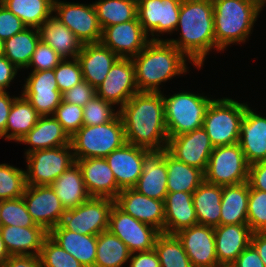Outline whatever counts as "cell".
Listing matches in <instances>:
<instances>
[{
    "instance_id": "cell-1",
    "label": "cell",
    "mask_w": 266,
    "mask_h": 267,
    "mask_svg": "<svg viewBox=\"0 0 266 267\" xmlns=\"http://www.w3.org/2000/svg\"><path fill=\"white\" fill-rule=\"evenodd\" d=\"M126 142L148 150L167 148L163 92H138L121 108Z\"/></svg>"
},
{
    "instance_id": "cell-2",
    "label": "cell",
    "mask_w": 266,
    "mask_h": 267,
    "mask_svg": "<svg viewBox=\"0 0 266 267\" xmlns=\"http://www.w3.org/2000/svg\"><path fill=\"white\" fill-rule=\"evenodd\" d=\"M175 31L180 34L178 39L163 40L173 44L200 70L215 49L212 0H182Z\"/></svg>"
},
{
    "instance_id": "cell-3",
    "label": "cell",
    "mask_w": 266,
    "mask_h": 267,
    "mask_svg": "<svg viewBox=\"0 0 266 267\" xmlns=\"http://www.w3.org/2000/svg\"><path fill=\"white\" fill-rule=\"evenodd\" d=\"M131 59L135 66V82L139 92H161L162 83L185 75L189 71L186 63H192L167 40H151Z\"/></svg>"
},
{
    "instance_id": "cell-4",
    "label": "cell",
    "mask_w": 266,
    "mask_h": 267,
    "mask_svg": "<svg viewBox=\"0 0 266 267\" xmlns=\"http://www.w3.org/2000/svg\"><path fill=\"white\" fill-rule=\"evenodd\" d=\"M212 3L216 51L222 52L230 44H244L263 8L254 0H212Z\"/></svg>"
},
{
    "instance_id": "cell-5",
    "label": "cell",
    "mask_w": 266,
    "mask_h": 267,
    "mask_svg": "<svg viewBox=\"0 0 266 267\" xmlns=\"http://www.w3.org/2000/svg\"><path fill=\"white\" fill-rule=\"evenodd\" d=\"M125 143V131L120 115L105 124L83 125L70 137L75 159L105 158Z\"/></svg>"
},
{
    "instance_id": "cell-6",
    "label": "cell",
    "mask_w": 266,
    "mask_h": 267,
    "mask_svg": "<svg viewBox=\"0 0 266 267\" xmlns=\"http://www.w3.org/2000/svg\"><path fill=\"white\" fill-rule=\"evenodd\" d=\"M249 104L222 97L213 99L207 108L203 129L214 147L239 142L241 122Z\"/></svg>"
},
{
    "instance_id": "cell-7",
    "label": "cell",
    "mask_w": 266,
    "mask_h": 267,
    "mask_svg": "<svg viewBox=\"0 0 266 267\" xmlns=\"http://www.w3.org/2000/svg\"><path fill=\"white\" fill-rule=\"evenodd\" d=\"M212 98L204 94L179 92L163 95L166 129L169 138L202 128Z\"/></svg>"
},
{
    "instance_id": "cell-8",
    "label": "cell",
    "mask_w": 266,
    "mask_h": 267,
    "mask_svg": "<svg viewBox=\"0 0 266 267\" xmlns=\"http://www.w3.org/2000/svg\"><path fill=\"white\" fill-rule=\"evenodd\" d=\"M249 164L239 143L214 147L204 181L214 185H235L247 182Z\"/></svg>"
},
{
    "instance_id": "cell-9",
    "label": "cell",
    "mask_w": 266,
    "mask_h": 267,
    "mask_svg": "<svg viewBox=\"0 0 266 267\" xmlns=\"http://www.w3.org/2000/svg\"><path fill=\"white\" fill-rule=\"evenodd\" d=\"M26 184L51 185L76 160L70 145L35 150L25 155Z\"/></svg>"
},
{
    "instance_id": "cell-10",
    "label": "cell",
    "mask_w": 266,
    "mask_h": 267,
    "mask_svg": "<svg viewBox=\"0 0 266 267\" xmlns=\"http://www.w3.org/2000/svg\"><path fill=\"white\" fill-rule=\"evenodd\" d=\"M115 201L90 197L77 208L66 210L60 225L84 235H99L108 230L109 216Z\"/></svg>"
},
{
    "instance_id": "cell-11",
    "label": "cell",
    "mask_w": 266,
    "mask_h": 267,
    "mask_svg": "<svg viewBox=\"0 0 266 267\" xmlns=\"http://www.w3.org/2000/svg\"><path fill=\"white\" fill-rule=\"evenodd\" d=\"M53 13V16L71 30L83 44L100 42L102 29L93 3L87 5L54 0Z\"/></svg>"
},
{
    "instance_id": "cell-12",
    "label": "cell",
    "mask_w": 266,
    "mask_h": 267,
    "mask_svg": "<svg viewBox=\"0 0 266 267\" xmlns=\"http://www.w3.org/2000/svg\"><path fill=\"white\" fill-rule=\"evenodd\" d=\"M108 230L127 245L131 254L153 250L160 234L154 227L122 211L115 203L110 212Z\"/></svg>"
},
{
    "instance_id": "cell-13",
    "label": "cell",
    "mask_w": 266,
    "mask_h": 267,
    "mask_svg": "<svg viewBox=\"0 0 266 267\" xmlns=\"http://www.w3.org/2000/svg\"><path fill=\"white\" fill-rule=\"evenodd\" d=\"M182 0H137V18L150 40L172 34L178 24Z\"/></svg>"
},
{
    "instance_id": "cell-14",
    "label": "cell",
    "mask_w": 266,
    "mask_h": 267,
    "mask_svg": "<svg viewBox=\"0 0 266 267\" xmlns=\"http://www.w3.org/2000/svg\"><path fill=\"white\" fill-rule=\"evenodd\" d=\"M22 197L36 225L50 232L60 224L66 210L50 185H27Z\"/></svg>"
},
{
    "instance_id": "cell-15",
    "label": "cell",
    "mask_w": 266,
    "mask_h": 267,
    "mask_svg": "<svg viewBox=\"0 0 266 267\" xmlns=\"http://www.w3.org/2000/svg\"><path fill=\"white\" fill-rule=\"evenodd\" d=\"M135 66L131 58H119L108 72L103 83L96 88V96L121 108L138 93Z\"/></svg>"
},
{
    "instance_id": "cell-16",
    "label": "cell",
    "mask_w": 266,
    "mask_h": 267,
    "mask_svg": "<svg viewBox=\"0 0 266 267\" xmlns=\"http://www.w3.org/2000/svg\"><path fill=\"white\" fill-rule=\"evenodd\" d=\"M21 94L41 115H53L62 101V93L58 90L54 69L31 71L24 80Z\"/></svg>"
},
{
    "instance_id": "cell-17",
    "label": "cell",
    "mask_w": 266,
    "mask_h": 267,
    "mask_svg": "<svg viewBox=\"0 0 266 267\" xmlns=\"http://www.w3.org/2000/svg\"><path fill=\"white\" fill-rule=\"evenodd\" d=\"M138 18L129 22L105 27L100 42L120 58H132L150 42Z\"/></svg>"
},
{
    "instance_id": "cell-18",
    "label": "cell",
    "mask_w": 266,
    "mask_h": 267,
    "mask_svg": "<svg viewBox=\"0 0 266 267\" xmlns=\"http://www.w3.org/2000/svg\"><path fill=\"white\" fill-rule=\"evenodd\" d=\"M213 150L214 146L203 127L168 138L167 151L172 156L203 172Z\"/></svg>"
},
{
    "instance_id": "cell-19",
    "label": "cell",
    "mask_w": 266,
    "mask_h": 267,
    "mask_svg": "<svg viewBox=\"0 0 266 267\" xmlns=\"http://www.w3.org/2000/svg\"><path fill=\"white\" fill-rule=\"evenodd\" d=\"M177 238L190 259L193 267L218 266L214 227L195 224L178 231Z\"/></svg>"
},
{
    "instance_id": "cell-20",
    "label": "cell",
    "mask_w": 266,
    "mask_h": 267,
    "mask_svg": "<svg viewBox=\"0 0 266 267\" xmlns=\"http://www.w3.org/2000/svg\"><path fill=\"white\" fill-rule=\"evenodd\" d=\"M114 201L125 213L164 233V201L147 197L134 188L121 190Z\"/></svg>"
},
{
    "instance_id": "cell-21",
    "label": "cell",
    "mask_w": 266,
    "mask_h": 267,
    "mask_svg": "<svg viewBox=\"0 0 266 267\" xmlns=\"http://www.w3.org/2000/svg\"><path fill=\"white\" fill-rule=\"evenodd\" d=\"M147 151L126 142L105 157L120 190L135 187L142 174L144 154Z\"/></svg>"
},
{
    "instance_id": "cell-22",
    "label": "cell",
    "mask_w": 266,
    "mask_h": 267,
    "mask_svg": "<svg viewBox=\"0 0 266 267\" xmlns=\"http://www.w3.org/2000/svg\"><path fill=\"white\" fill-rule=\"evenodd\" d=\"M79 165L90 197L115 200L120 193L117 182L105 158L75 159Z\"/></svg>"
},
{
    "instance_id": "cell-23",
    "label": "cell",
    "mask_w": 266,
    "mask_h": 267,
    "mask_svg": "<svg viewBox=\"0 0 266 267\" xmlns=\"http://www.w3.org/2000/svg\"><path fill=\"white\" fill-rule=\"evenodd\" d=\"M142 167V174L134 189L147 197L164 201L168 193L164 149L148 150L144 154Z\"/></svg>"
},
{
    "instance_id": "cell-24",
    "label": "cell",
    "mask_w": 266,
    "mask_h": 267,
    "mask_svg": "<svg viewBox=\"0 0 266 267\" xmlns=\"http://www.w3.org/2000/svg\"><path fill=\"white\" fill-rule=\"evenodd\" d=\"M238 143L249 165L266 160V117L249 105L241 122Z\"/></svg>"
},
{
    "instance_id": "cell-25",
    "label": "cell",
    "mask_w": 266,
    "mask_h": 267,
    "mask_svg": "<svg viewBox=\"0 0 266 267\" xmlns=\"http://www.w3.org/2000/svg\"><path fill=\"white\" fill-rule=\"evenodd\" d=\"M253 231L248 224L214 227L215 249L219 265H232L251 244Z\"/></svg>"
},
{
    "instance_id": "cell-26",
    "label": "cell",
    "mask_w": 266,
    "mask_h": 267,
    "mask_svg": "<svg viewBox=\"0 0 266 267\" xmlns=\"http://www.w3.org/2000/svg\"><path fill=\"white\" fill-rule=\"evenodd\" d=\"M113 51L101 42L83 45L77 59L81 66L83 80L95 89L103 83L113 64L119 59Z\"/></svg>"
},
{
    "instance_id": "cell-27",
    "label": "cell",
    "mask_w": 266,
    "mask_h": 267,
    "mask_svg": "<svg viewBox=\"0 0 266 267\" xmlns=\"http://www.w3.org/2000/svg\"><path fill=\"white\" fill-rule=\"evenodd\" d=\"M30 145L25 155L35 150L70 145V136L53 115L40 116L37 124L19 143Z\"/></svg>"
},
{
    "instance_id": "cell-28",
    "label": "cell",
    "mask_w": 266,
    "mask_h": 267,
    "mask_svg": "<svg viewBox=\"0 0 266 267\" xmlns=\"http://www.w3.org/2000/svg\"><path fill=\"white\" fill-rule=\"evenodd\" d=\"M0 232L10 255L39 256L49 236L42 227L0 226Z\"/></svg>"
},
{
    "instance_id": "cell-29",
    "label": "cell",
    "mask_w": 266,
    "mask_h": 267,
    "mask_svg": "<svg viewBox=\"0 0 266 267\" xmlns=\"http://www.w3.org/2000/svg\"><path fill=\"white\" fill-rule=\"evenodd\" d=\"M165 234H176L178 231L198 224L193 206V193L168 192L165 200Z\"/></svg>"
},
{
    "instance_id": "cell-30",
    "label": "cell",
    "mask_w": 266,
    "mask_h": 267,
    "mask_svg": "<svg viewBox=\"0 0 266 267\" xmlns=\"http://www.w3.org/2000/svg\"><path fill=\"white\" fill-rule=\"evenodd\" d=\"M49 237L70 253L84 267H94L97 235H84L64 229L60 224L49 232Z\"/></svg>"
},
{
    "instance_id": "cell-31",
    "label": "cell",
    "mask_w": 266,
    "mask_h": 267,
    "mask_svg": "<svg viewBox=\"0 0 266 267\" xmlns=\"http://www.w3.org/2000/svg\"><path fill=\"white\" fill-rule=\"evenodd\" d=\"M38 29L40 39L63 59L77 58L83 48L81 40L53 15Z\"/></svg>"
},
{
    "instance_id": "cell-32",
    "label": "cell",
    "mask_w": 266,
    "mask_h": 267,
    "mask_svg": "<svg viewBox=\"0 0 266 267\" xmlns=\"http://www.w3.org/2000/svg\"><path fill=\"white\" fill-rule=\"evenodd\" d=\"M50 186L65 210L77 208L90 198L77 162L67 168Z\"/></svg>"
},
{
    "instance_id": "cell-33",
    "label": "cell",
    "mask_w": 266,
    "mask_h": 267,
    "mask_svg": "<svg viewBox=\"0 0 266 267\" xmlns=\"http://www.w3.org/2000/svg\"><path fill=\"white\" fill-rule=\"evenodd\" d=\"M249 184L222 186L220 225L247 224Z\"/></svg>"
},
{
    "instance_id": "cell-34",
    "label": "cell",
    "mask_w": 266,
    "mask_h": 267,
    "mask_svg": "<svg viewBox=\"0 0 266 267\" xmlns=\"http://www.w3.org/2000/svg\"><path fill=\"white\" fill-rule=\"evenodd\" d=\"M222 186L203 181L193 192V206L198 224L216 227L220 225Z\"/></svg>"
},
{
    "instance_id": "cell-35",
    "label": "cell",
    "mask_w": 266,
    "mask_h": 267,
    "mask_svg": "<svg viewBox=\"0 0 266 267\" xmlns=\"http://www.w3.org/2000/svg\"><path fill=\"white\" fill-rule=\"evenodd\" d=\"M167 167V191L193 193L204 181V172L172 156L164 148Z\"/></svg>"
},
{
    "instance_id": "cell-36",
    "label": "cell",
    "mask_w": 266,
    "mask_h": 267,
    "mask_svg": "<svg viewBox=\"0 0 266 267\" xmlns=\"http://www.w3.org/2000/svg\"><path fill=\"white\" fill-rule=\"evenodd\" d=\"M41 115L32 107L30 102L20 94L14 99L8 116L5 140L17 143L37 124Z\"/></svg>"
},
{
    "instance_id": "cell-37",
    "label": "cell",
    "mask_w": 266,
    "mask_h": 267,
    "mask_svg": "<svg viewBox=\"0 0 266 267\" xmlns=\"http://www.w3.org/2000/svg\"><path fill=\"white\" fill-rule=\"evenodd\" d=\"M39 40V29L27 27L4 41L3 55L19 70L27 69Z\"/></svg>"
},
{
    "instance_id": "cell-38",
    "label": "cell",
    "mask_w": 266,
    "mask_h": 267,
    "mask_svg": "<svg viewBox=\"0 0 266 267\" xmlns=\"http://www.w3.org/2000/svg\"><path fill=\"white\" fill-rule=\"evenodd\" d=\"M130 255L127 245L109 230L97 235L94 267H123L129 262Z\"/></svg>"
},
{
    "instance_id": "cell-39",
    "label": "cell",
    "mask_w": 266,
    "mask_h": 267,
    "mask_svg": "<svg viewBox=\"0 0 266 267\" xmlns=\"http://www.w3.org/2000/svg\"><path fill=\"white\" fill-rule=\"evenodd\" d=\"M27 27L39 28L53 15L54 0H0Z\"/></svg>"
},
{
    "instance_id": "cell-40",
    "label": "cell",
    "mask_w": 266,
    "mask_h": 267,
    "mask_svg": "<svg viewBox=\"0 0 266 267\" xmlns=\"http://www.w3.org/2000/svg\"><path fill=\"white\" fill-rule=\"evenodd\" d=\"M92 3L102 30L137 17V0H98Z\"/></svg>"
},
{
    "instance_id": "cell-41",
    "label": "cell",
    "mask_w": 266,
    "mask_h": 267,
    "mask_svg": "<svg viewBox=\"0 0 266 267\" xmlns=\"http://www.w3.org/2000/svg\"><path fill=\"white\" fill-rule=\"evenodd\" d=\"M160 267H193L175 234L160 233L154 243Z\"/></svg>"
},
{
    "instance_id": "cell-42",
    "label": "cell",
    "mask_w": 266,
    "mask_h": 267,
    "mask_svg": "<svg viewBox=\"0 0 266 267\" xmlns=\"http://www.w3.org/2000/svg\"><path fill=\"white\" fill-rule=\"evenodd\" d=\"M26 186L25 170L8 163L0 164V201L22 197Z\"/></svg>"
},
{
    "instance_id": "cell-43",
    "label": "cell",
    "mask_w": 266,
    "mask_h": 267,
    "mask_svg": "<svg viewBox=\"0 0 266 267\" xmlns=\"http://www.w3.org/2000/svg\"><path fill=\"white\" fill-rule=\"evenodd\" d=\"M41 227L27 211L23 197L0 201V226Z\"/></svg>"
},
{
    "instance_id": "cell-44",
    "label": "cell",
    "mask_w": 266,
    "mask_h": 267,
    "mask_svg": "<svg viewBox=\"0 0 266 267\" xmlns=\"http://www.w3.org/2000/svg\"><path fill=\"white\" fill-rule=\"evenodd\" d=\"M113 106L114 104L95 96L83 107V125H101L114 120L119 115V109L116 111L114 108L117 106Z\"/></svg>"
},
{
    "instance_id": "cell-45",
    "label": "cell",
    "mask_w": 266,
    "mask_h": 267,
    "mask_svg": "<svg viewBox=\"0 0 266 267\" xmlns=\"http://www.w3.org/2000/svg\"><path fill=\"white\" fill-rule=\"evenodd\" d=\"M39 257L43 267H84L49 236L44 240Z\"/></svg>"
},
{
    "instance_id": "cell-46",
    "label": "cell",
    "mask_w": 266,
    "mask_h": 267,
    "mask_svg": "<svg viewBox=\"0 0 266 267\" xmlns=\"http://www.w3.org/2000/svg\"><path fill=\"white\" fill-rule=\"evenodd\" d=\"M247 224L253 233L266 232V192L249 187Z\"/></svg>"
},
{
    "instance_id": "cell-47",
    "label": "cell",
    "mask_w": 266,
    "mask_h": 267,
    "mask_svg": "<svg viewBox=\"0 0 266 267\" xmlns=\"http://www.w3.org/2000/svg\"><path fill=\"white\" fill-rule=\"evenodd\" d=\"M58 90L63 93L83 81L81 66L77 58L63 59L55 68Z\"/></svg>"
},
{
    "instance_id": "cell-48",
    "label": "cell",
    "mask_w": 266,
    "mask_h": 267,
    "mask_svg": "<svg viewBox=\"0 0 266 267\" xmlns=\"http://www.w3.org/2000/svg\"><path fill=\"white\" fill-rule=\"evenodd\" d=\"M53 116L71 137L83 126V107L61 101Z\"/></svg>"
},
{
    "instance_id": "cell-49",
    "label": "cell",
    "mask_w": 266,
    "mask_h": 267,
    "mask_svg": "<svg viewBox=\"0 0 266 267\" xmlns=\"http://www.w3.org/2000/svg\"><path fill=\"white\" fill-rule=\"evenodd\" d=\"M62 60L63 58L52 47L40 39L27 69L33 68L32 71L51 70Z\"/></svg>"
},
{
    "instance_id": "cell-50",
    "label": "cell",
    "mask_w": 266,
    "mask_h": 267,
    "mask_svg": "<svg viewBox=\"0 0 266 267\" xmlns=\"http://www.w3.org/2000/svg\"><path fill=\"white\" fill-rule=\"evenodd\" d=\"M25 28L23 21L0 2V38L5 41Z\"/></svg>"
},
{
    "instance_id": "cell-51",
    "label": "cell",
    "mask_w": 266,
    "mask_h": 267,
    "mask_svg": "<svg viewBox=\"0 0 266 267\" xmlns=\"http://www.w3.org/2000/svg\"><path fill=\"white\" fill-rule=\"evenodd\" d=\"M96 96V89L85 80L62 93V101L84 107Z\"/></svg>"
},
{
    "instance_id": "cell-52",
    "label": "cell",
    "mask_w": 266,
    "mask_h": 267,
    "mask_svg": "<svg viewBox=\"0 0 266 267\" xmlns=\"http://www.w3.org/2000/svg\"><path fill=\"white\" fill-rule=\"evenodd\" d=\"M247 182L250 188L266 192V160L249 166Z\"/></svg>"
},
{
    "instance_id": "cell-53",
    "label": "cell",
    "mask_w": 266,
    "mask_h": 267,
    "mask_svg": "<svg viewBox=\"0 0 266 267\" xmlns=\"http://www.w3.org/2000/svg\"><path fill=\"white\" fill-rule=\"evenodd\" d=\"M128 267H160L156 251L136 252L130 255Z\"/></svg>"
},
{
    "instance_id": "cell-54",
    "label": "cell",
    "mask_w": 266,
    "mask_h": 267,
    "mask_svg": "<svg viewBox=\"0 0 266 267\" xmlns=\"http://www.w3.org/2000/svg\"><path fill=\"white\" fill-rule=\"evenodd\" d=\"M233 267H265L258 251L250 244L232 264Z\"/></svg>"
},
{
    "instance_id": "cell-55",
    "label": "cell",
    "mask_w": 266,
    "mask_h": 267,
    "mask_svg": "<svg viewBox=\"0 0 266 267\" xmlns=\"http://www.w3.org/2000/svg\"><path fill=\"white\" fill-rule=\"evenodd\" d=\"M19 69L4 55L0 56V91H7Z\"/></svg>"
},
{
    "instance_id": "cell-56",
    "label": "cell",
    "mask_w": 266,
    "mask_h": 267,
    "mask_svg": "<svg viewBox=\"0 0 266 267\" xmlns=\"http://www.w3.org/2000/svg\"><path fill=\"white\" fill-rule=\"evenodd\" d=\"M15 98L16 96H10L7 91H0V139H4L8 116Z\"/></svg>"
},
{
    "instance_id": "cell-57",
    "label": "cell",
    "mask_w": 266,
    "mask_h": 267,
    "mask_svg": "<svg viewBox=\"0 0 266 267\" xmlns=\"http://www.w3.org/2000/svg\"><path fill=\"white\" fill-rule=\"evenodd\" d=\"M1 267H43L39 256L11 255Z\"/></svg>"
},
{
    "instance_id": "cell-58",
    "label": "cell",
    "mask_w": 266,
    "mask_h": 267,
    "mask_svg": "<svg viewBox=\"0 0 266 267\" xmlns=\"http://www.w3.org/2000/svg\"><path fill=\"white\" fill-rule=\"evenodd\" d=\"M251 244L258 251L260 258L266 267V232L253 233Z\"/></svg>"
},
{
    "instance_id": "cell-59",
    "label": "cell",
    "mask_w": 266,
    "mask_h": 267,
    "mask_svg": "<svg viewBox=\"0 0 266 267\" xmlns=\"http://www.w3.org/2000/svg\"><path fill=\"white\" fill-rule=\"evenodd\" d=\"M9 251L7 250L2 235L0 232V267L5 263V261L10 257Z\"/></svg>"
},
{
    "instance_id": "cell-60",
    "label": "cell",
    "mask_w": 266,
    "mask_h": 267,
    "mask_svg": "<svg viewBox=\"0 0 266 267\" xmlns=\"http://www.w3.org/2000/svg\"><path fill=\"white\" fill-rule=\"evenodd\" d=\"M4 52V40L0 38V56L3 55Z\"/></svg>"
},
{
    "instance_id": "cell-61",
    "label": "cell",
    "mask_w": 266,
    "mask_h": 267,
    "mask_svg": "<svg viewBox=\"0 0 266 267\" xmlns=\"http://www.w3.org/2000/svg\"><path fill=\"white\" fill-rule=\"evenodd\" d=\"M254 1L257 2L262 8H264L266 4V0H254Z\"/></svg>"
},
{
    "instance_id": "cell-62",
    "label": "cell",
    "mask_w": 266,
    "mask_h": 267,
    "mask_svg": "<svg viewBox=\"0 0 266 267\" xmlns=\"http://www.w3.org/2000/svg\"><path fill=\"white\" fill-rule=\"evenodd\" d=\"M215 267H233L232 265H218V266H215Z\"/></svg>"
}]
</instances>
